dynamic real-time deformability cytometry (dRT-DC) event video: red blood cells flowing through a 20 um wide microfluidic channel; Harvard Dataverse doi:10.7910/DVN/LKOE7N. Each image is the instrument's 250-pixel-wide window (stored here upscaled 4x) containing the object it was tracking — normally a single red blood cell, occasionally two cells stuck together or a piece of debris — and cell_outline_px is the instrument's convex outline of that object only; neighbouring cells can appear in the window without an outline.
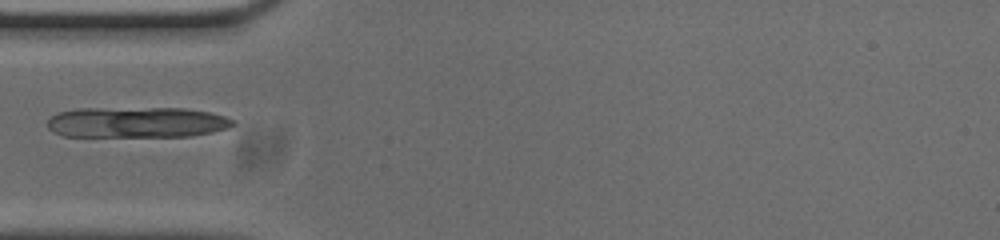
{"species": "common noctule bat (a hibernating species)", "species_latin": "Nyctalus noctula", "temperature_condition": "cold", "stored_images_in_passage": 33, "camera_frame_rate_fps": 3000, "um_per_image_px": 0.085, "animal": {"sex": "male", "body_mass_g": 20.0, "forearm_length_mm": 53.3}, "frame": {"image": 1, "passage_image": 1, "time_ms": 0.0, "image_size_px": [1000, 240], "cell_outline_px": [[236, 124], [228, 128], [212, 132], [192, 136], [64, 136], [48, 128], [48, 120], [52, 116], [60, 112], [80, 108], [184, 108], [208, 112], [224, 116], [236, 120]], "centroid_in_image_um": [11.67, 10.39], "position_along_channel_um": 73.3, "area_um2": 33.18}}
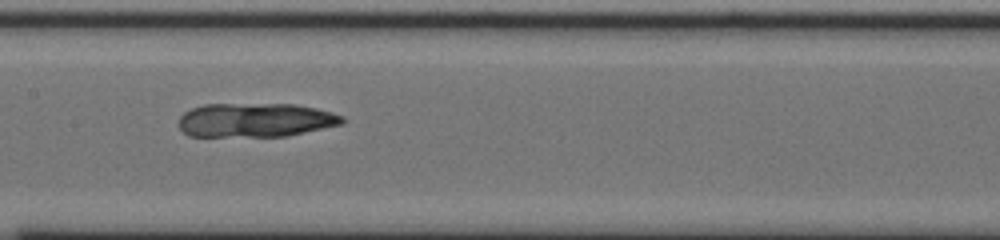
{"frame": {"image": 2, "passage_image": 10, "time_ms": 3.0, "image_size_px": [1000, 240], "cell_outline_px": [[344, 124], [288, 136], [188, 136], [180, 128], [180, 116], [184, 112], [192, 108], [204, 104], [296, 104], [316, 108], [332, 112], [344, 116]], "centroid_in_image_um": [21.75, 10.2], "position_along_channel_um": 185.6, "area_um2": 32.6}}
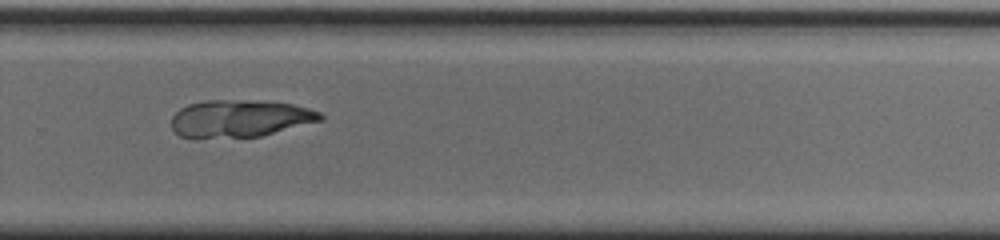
{"frame": {"image": 3, "passage_image": 20, "time_ms": 6.333, "image_size_px": [1000, 240], "cell_outline_px": [[324, 120], [260, 136], [196, 140], [180, 136], [172, 128], [172, 116], [180, 108], [188, 104], [204, 100], [244, 100], [292, 104], [308, 108], [320, 112], [324, 116]], "centroid_in_image_um": [20.34, 10.1], "position_along_channel_um": 309.5, "area_um2": 32.83}}